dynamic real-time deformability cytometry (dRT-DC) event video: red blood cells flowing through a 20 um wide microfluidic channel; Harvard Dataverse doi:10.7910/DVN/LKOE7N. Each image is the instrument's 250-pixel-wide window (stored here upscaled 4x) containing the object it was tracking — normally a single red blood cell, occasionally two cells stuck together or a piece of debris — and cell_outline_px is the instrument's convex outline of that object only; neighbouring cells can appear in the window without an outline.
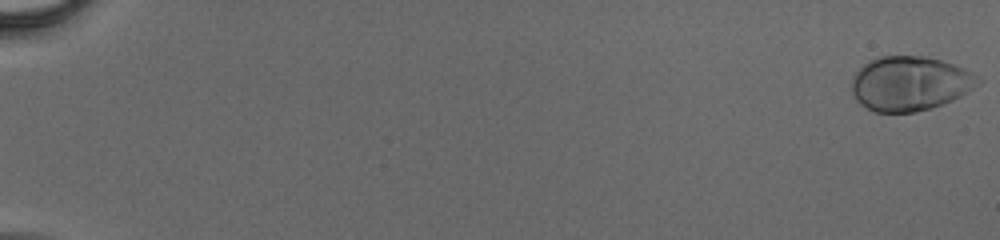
{"species": "human", "species_latin": "Homo sapiens", "temperature_condition": "cold", "stored_images_in_passage": 21, "camera_frame_rate_fps": 3000, "um_per_image_px": 0.085, "donor": {"sex": "male"}, "frame": {"image": 1, "passage_image": 1, "time_ms": 0.0, "image_size_px": [1000, 240], "cell_outline_px": [[984, 80], [980, 84], [960, 96], [952, 100], [932, 108], [916, 112], [872, 112], [860, 104], [852, 96], [852, 76], [868, 60], [880, 56], [924, 56], [940, 60], [964, 68], [972, 72]], "centroid_in_image_um": [77.33, 7.1], "position_along_channel_um": 7.7, "area_um2": 40.4}}
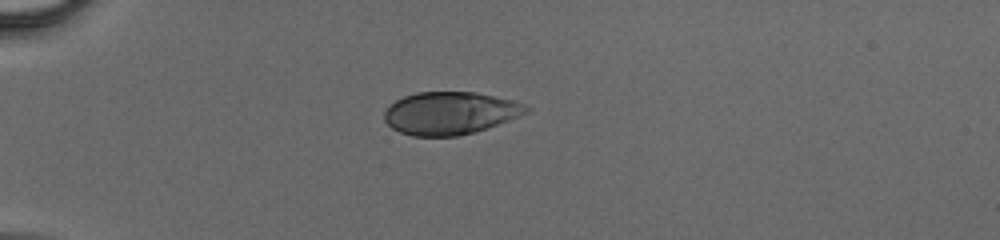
{"frame": {"image": 2, "passage_image": 15, "time_ms": 4.667, "image_size_px": [1000, 240], "cell_outline_px": [[532, 108], [528, 112], [488, 128], [456, 136], [412, 136], [400, 132], [392, 128], [384, 120], [384, 112], [396, 100], [404, 96], [416, 92], [476, 92], [512, 100], [524, 104]], "centroid_in_image_um": [38.25, 9.61], "position_along_channel_um": 46.7, "area_um2": 35.08}}
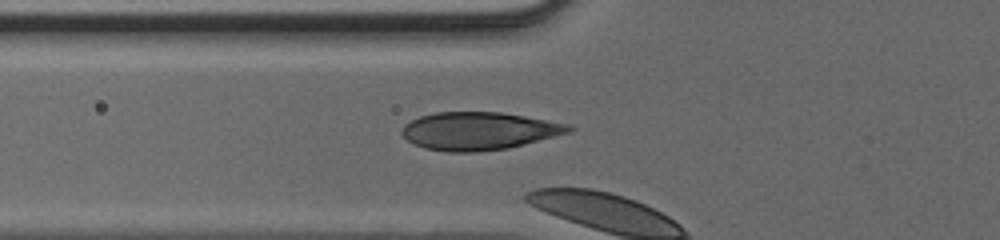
{"frame": {"image": 3, "passage_image": 20, "time_ms": 6.333, "image_size_px": [1000, 240], "cell_outline_px": [[576, 128], [572, 132], [508, 148], [476, 152], [448, 152], [424, 148], [412, 144], [400, 132], [404, 124], [420, 116], [436, 112], [500, 112], [572, 124]], "centroid_in_image_um": [40.73, 11.13], "position_along_channel_um": 85.1, "area_um2": 36.99}}